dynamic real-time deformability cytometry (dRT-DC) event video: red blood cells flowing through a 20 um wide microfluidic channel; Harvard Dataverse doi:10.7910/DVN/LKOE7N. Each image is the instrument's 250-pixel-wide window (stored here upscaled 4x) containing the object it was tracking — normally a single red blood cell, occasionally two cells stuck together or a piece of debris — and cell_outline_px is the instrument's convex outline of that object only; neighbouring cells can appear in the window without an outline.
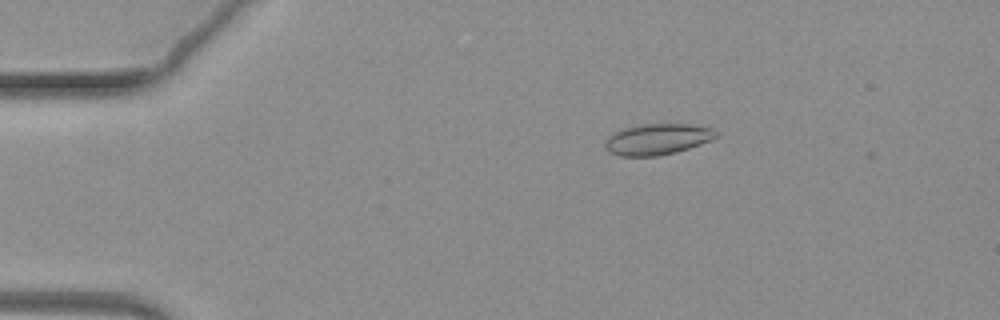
{"species": "common noctule bat (a hibernating species)", "species_latin": "Nyctalus noctula", "temperature_condition": "warm", "stored_images_in_passage": 70, "camera_frame_rate_fps": 3000, "um_per_image_px": 0.085, "animal": {"sex": "female", "body_mass_g": 19.3, "forearm_length_mm": 54.1}, "frame": {"image": 1, "passage_image": 13, "time_ms": 4.0, "image_size_px": [1000, 320], "cell_outline_px": [[716, 136], [712, 140], [676, 152], [656, 156], [620, 156], [608, 152], [604, 148], [604, 140], [612, 132], [620, 128], [640, 124], [696, 124], [712, 128], [716, 132]], "centroid_in_image_um": [55.81, 11.82], "position_along_channel_um": 29.2, "area_um2": 20.4}}
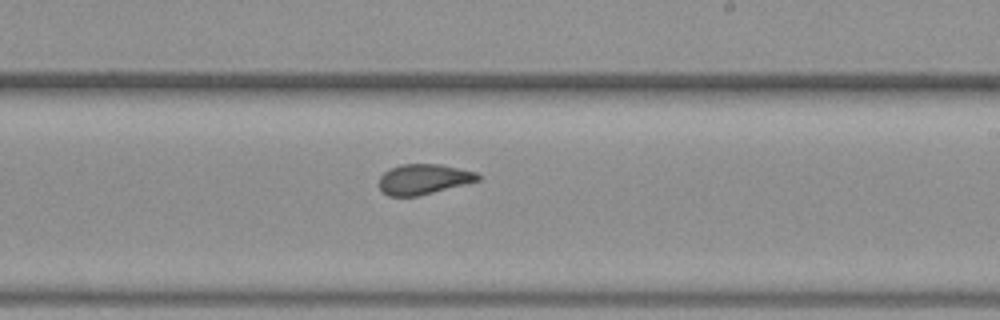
{"frame": {"image": 2, "passage_image": 42, "time_ms": 13.667, "image_size_px": [1000, 320], "cell_outline_px": [[480, 180], [420, 196], [388, 196], [380, 188], [380, 176], [384, 172], [400, 164], [440, 164], [476, 172], [480, 176]], "centroid_in_image_um": [36.01, 15.23], "position_along_channel_um": 253.0, "area_um2": 17.34}}
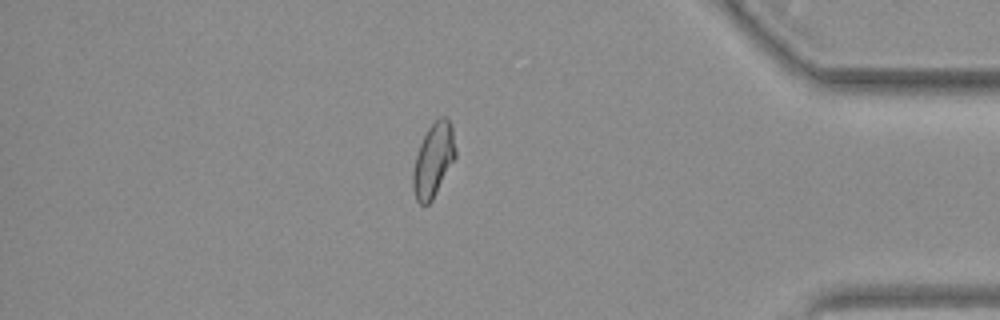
{"frame": {"image": 3, "passage_image": 60, "time_ms": 19.667, "image_size_px": [1000, 320], "cell_outline_px": [[456, 156], [432, 200], [428, 204], [420, 204], [416, 200], [412, 188], [412, 172], [416, 156], [420, 144], [428, 128], [440, 116], [444, 116], [452, 124], [456, 152]], "centroid_in_image_um": [36.83, 13.61], "position_along_channel_um": 398.4, "area_um2": 18.15}}